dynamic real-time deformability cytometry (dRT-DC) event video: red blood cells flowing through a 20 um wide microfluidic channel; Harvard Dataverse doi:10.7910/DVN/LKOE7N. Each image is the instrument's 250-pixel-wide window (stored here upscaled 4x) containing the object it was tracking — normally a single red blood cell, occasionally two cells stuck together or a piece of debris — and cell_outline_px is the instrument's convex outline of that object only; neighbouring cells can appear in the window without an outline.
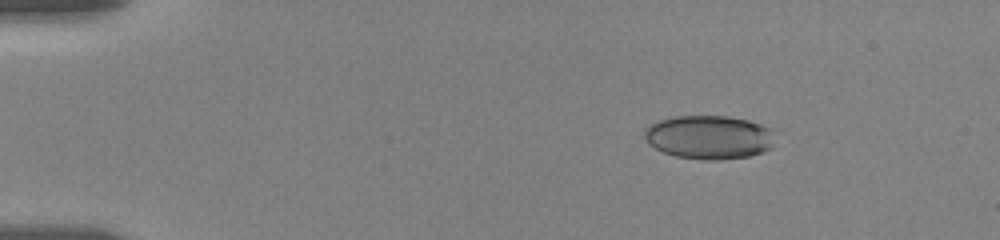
{"species": "human", "species_latin": "Homo sapiens", "temperature_condition": "room temperature", "stored_images_in_passage": 12, "camera_frame_rate_fps": 3000, "um_per_image_px": 0.085, "donor": {"sex": "female"}, "frame": {"image": 1, "passage_image": 1, "time_ms": 0.0, "image_size_px": [1000, 240], "cell_outline_px": [[772, 148], [748, 156], [720, 160], [704, 160], [676, 156], [664, 152], [648, 144], [644, 136], [644, 128], [648, 124], [660, 120], [676, 116], [728, 116], [748, 120], [772, 128]], "centroid_in_image_um": [60.24, 11.65], "position_along_channel_um": 24.8, "area_um2": 33.29}}
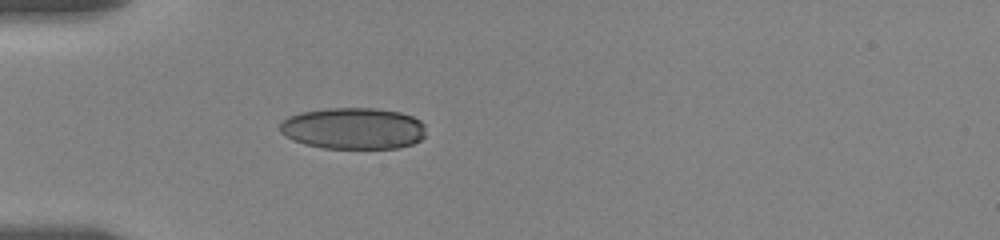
{"frame": {"image": 2, "passage_image": 10, "time_ms": 3.0, "image_size_px": [1000, 240], "cell_outline_px": [[424, 136], [420, 140], [412, 144], [400, 148], [324, 148], [304, 144], [292, 140], [280, 132], [280, 124], [288, 116], [300, 112], [328, 108], [376, 108], [400, 112], [412, 116], [420, 120], [424, 124]], "centroid_in_image_um": [30.03, 10.91], "position_along_channel_um": 55.0, "area_um2": 35.49}}